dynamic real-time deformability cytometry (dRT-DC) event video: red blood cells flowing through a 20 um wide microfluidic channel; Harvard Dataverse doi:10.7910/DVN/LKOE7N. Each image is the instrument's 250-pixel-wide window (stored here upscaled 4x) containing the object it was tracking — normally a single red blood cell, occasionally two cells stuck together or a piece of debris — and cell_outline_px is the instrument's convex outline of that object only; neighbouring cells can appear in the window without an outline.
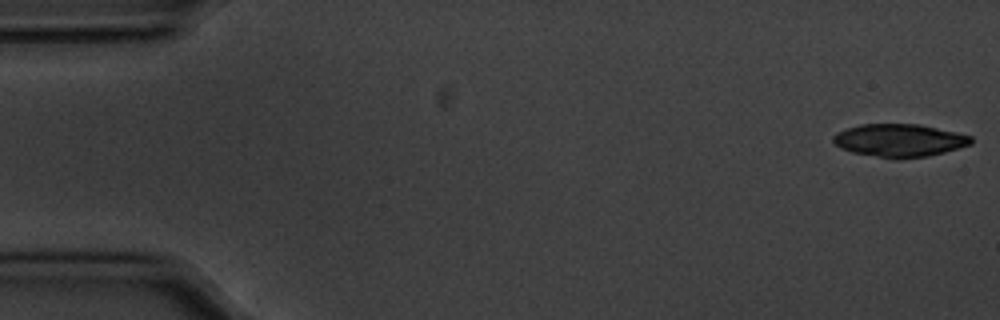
{"species": "common noctule bat (a hibernating species)", "species_latin": "Nyctalus noctula", "temperature_condition": "cold", "stored_images_in_passage": 55, "camera_frame_rate_fps": 3000, "um_per_image_px": 0.085, "animal": {"sex": "male", "body_mass_g": 20.1, "forearm_length_mm": 53.5}, "frame": {"image": 1, "passage_image": 1, "time_ms": 0.0, "image_size_px": [1000, 320], "cell_outline_px": [[972, 144], [944, 152], [928, 156], [876, 156], [852, 152], [840, 148], [832, 140], [832, 136], [836, 132], [860, 124], [920, 124], [956, 132], [972, 136]], "centroid_in_image_um": [76.44, 11.89], "position_along_channel_um": 8.6, "area_um2": 25.78}}
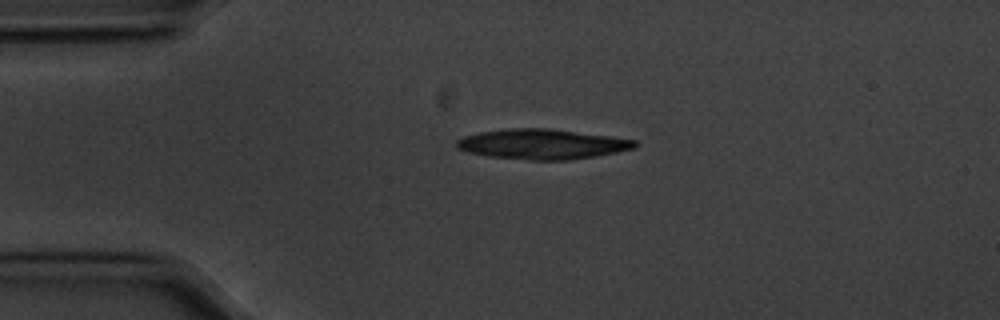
{"frame": {"image": 2, "passage_image": 12, "time_ms": 3.667, "image_size_px": [1000, 320], "cell_outline_px": [[636, 148], [596, 156], [568, 160], [532, 160], [488, 156], [468, 152], [456, 148], [456, 140], [464, 136], [480, 132], [508, 128], [548, 128], [612, 136], [636, 140]], "centroid_in_image_um": [46.08, 12.25], "position_along_channel_um": 38.9, "area_um2": 31.27}}